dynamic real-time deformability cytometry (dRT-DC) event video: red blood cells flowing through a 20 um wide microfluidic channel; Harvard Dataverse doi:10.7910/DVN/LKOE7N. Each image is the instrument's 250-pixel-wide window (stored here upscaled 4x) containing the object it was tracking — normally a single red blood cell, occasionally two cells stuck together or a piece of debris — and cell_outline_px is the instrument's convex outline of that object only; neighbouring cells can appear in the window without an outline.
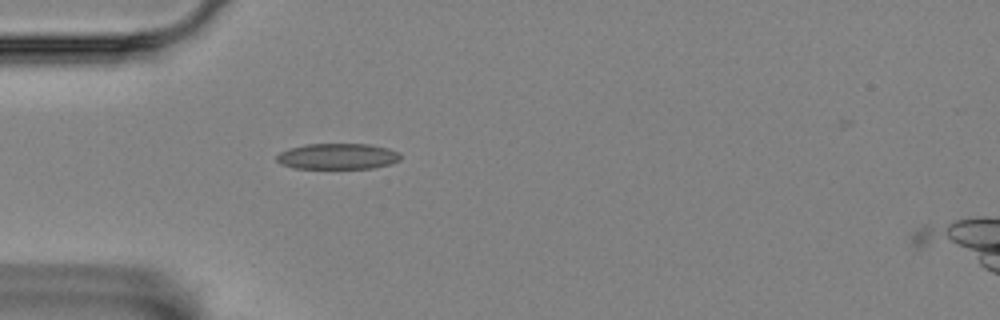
{"species": "Egyptian fruit bat (a non-hibernating species)", "species_latin": "Rousettus aegyptiacus", "temperature_condition": "room temperature", "stored_images_in_passage": 8, "camera_frame_rate_fps": 3000, "um_per_image_px": 0.085, "animal": {"sex": "female"}, "frame": {"image": 1, "passage_image": 4, "time_ms": 1.0, "image_size_px": [1000, 320], "cell_outline_px": [[400, 160], [392, 164], [372, 168], [292, 168], [280, 164], [276, 160], [276, 156], [280, 152], [304, 144], [368, 144], [388, 148], [400, 152]], "centroid_in_image_um": [28.71, 13.29], "position_along_channel_um": 56.3, "area_um2": 18.73}}
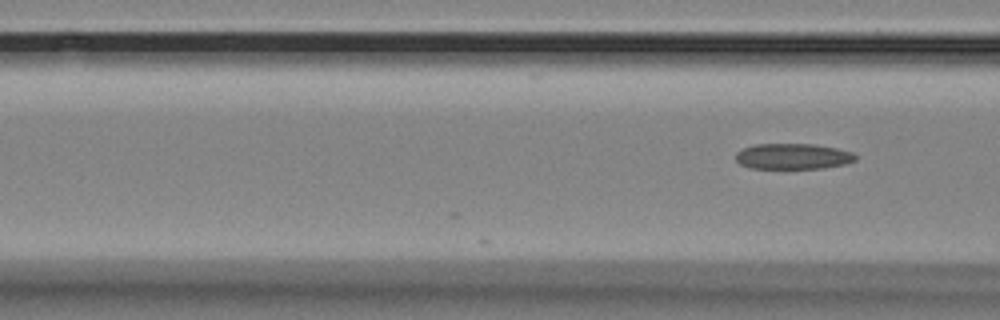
{"frame": {"image": 2, "passage_image": 8, "time_ms": 2.333, "image_size_px": [1000, 320], "cell_outline_px": [[856, 160], [844, 164], [824, 168], [752, 168], [740, 164], [736, 160], [736, 152], [744, 148], [756, 144], [812, 144], [836, 148], [852, 152], [856, 156]], "centroid_in_image_um": [67.4, 13.29], "position_along_channel_um": 99.2, "area_um2": 17.8}}